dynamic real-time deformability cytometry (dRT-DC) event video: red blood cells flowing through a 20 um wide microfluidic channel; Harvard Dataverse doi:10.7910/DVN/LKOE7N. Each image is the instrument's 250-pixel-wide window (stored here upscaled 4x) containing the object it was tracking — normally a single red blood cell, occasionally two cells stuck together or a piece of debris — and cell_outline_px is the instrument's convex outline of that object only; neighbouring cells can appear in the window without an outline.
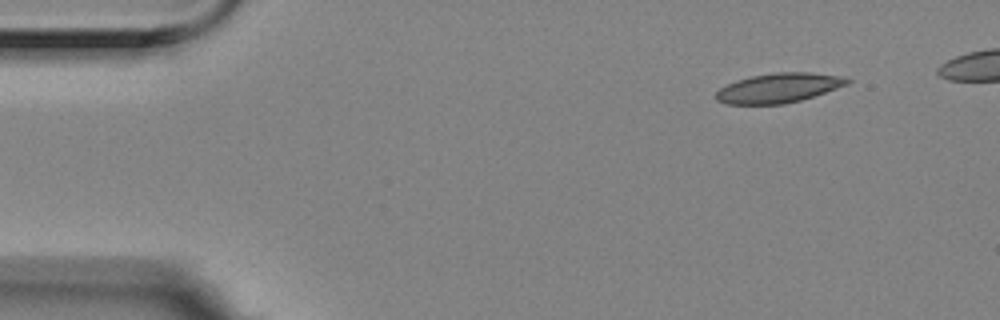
{"species": "Egyptian fruit bat (a non-hibernating species)", "species_latin": "Rousettus aegyptiacus", "temperature_condition": "room temperature", "stored_images_in_passage": 4, "camera_frame_rate_fps": 3000, "um_per_image_px": 0.085, "animal": {"sex": "female"}, "frame": {"image": 1, "passage_image": 1, "time_ms": 0.0, "image_size_px": [1000, 320], "cell_outline_px": [[852, 80], [848, 84], [800, 100], [784, 104], [724, 104], [716, 100], [716, 92], [720, 88], [736, 80], [752, 76], [772, 72], [812, 72], [840, 76]], "centroid_in_image_um": [66.16, 7.47], "position_along_channel_um": 18.8, "area_um2": 22.48}}